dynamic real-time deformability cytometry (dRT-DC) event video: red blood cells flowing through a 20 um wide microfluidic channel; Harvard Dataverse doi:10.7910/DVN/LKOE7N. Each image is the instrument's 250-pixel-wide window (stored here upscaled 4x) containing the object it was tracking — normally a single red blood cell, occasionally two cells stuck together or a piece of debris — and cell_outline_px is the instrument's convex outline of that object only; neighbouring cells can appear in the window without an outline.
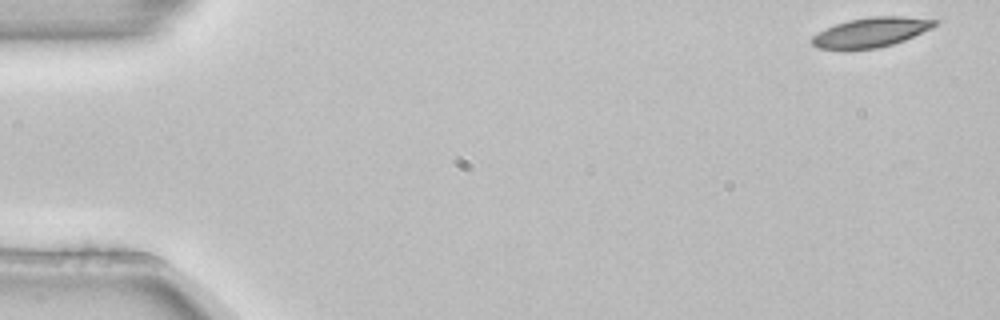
{"species": "common noctule bat (a hibernating species)", "species_latin": "Nyctalus noctula", "temperature_condition": "room temperature", "stored_images_in_passage": 5, "camera_frame_rate_fps": 3000, "um_per_image_px": 0.085, "animal": {"sex": "female", "body_mass_g": 22.7, "forearm_length_mm": 54.2}, "frame": {"image": 1, "passage_image": 1, "time_ms": 0.0, "image_size_px": [1000, 320], "cell_outline_px": [[940, 20], [932, 28], [904, 40], [892, 44], [876, 48], [816, 48], [812, 44], [812, 36], [824, 28], [848, 20], [872, 16], [904, 16]], "centroid_in_image_um": [74.06, 2.72], "position_along_channel_um": 10.9, "area_um2": 20.92}}
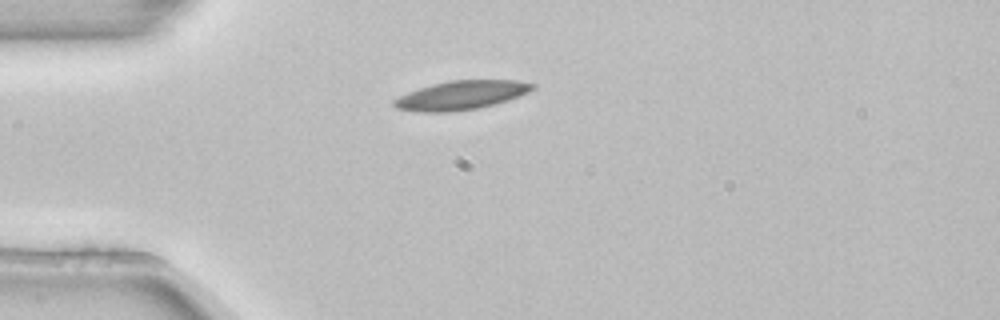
{"frame": {"image": 2, "passage_image": 4, "time_ms": 1.0, "image_size_px": [1000, 320], "cell_outline_px": [[536, 88], [508, 100], [480, 108], [448, 112], [420, 112], [396, 108], [392, 104], [392, 100], [408, 92], [432, 84], [448, 80], [516, 80], [536, 84]], "centroid_in_image_um": [39.19, 8.09], "position_along_channel_um": 45.8, "area_um2": 23.29}}
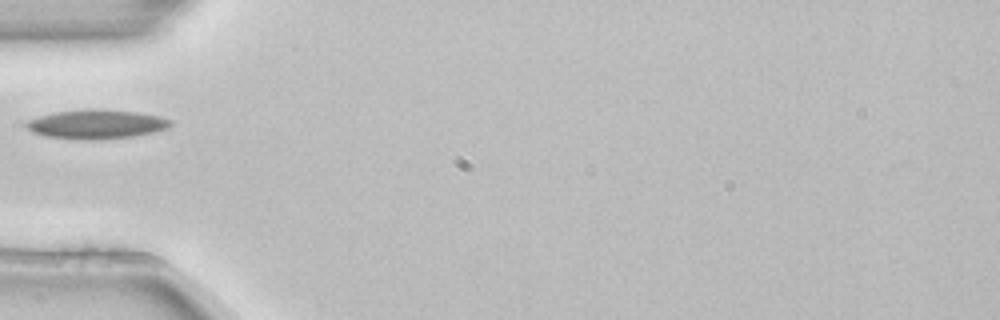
{"frame": {"image": 3, "passage_image": 5, "time_ms": 1.333, "image_size_px": [1000, 320], "cell_outline_px": [[172, 124], [168, 128], [156, 132], [132, 136], [96, 140], [80, 140], [48, 136], [32, 132], [24, 124], [28, 120], [40, 116], [56, 112], [88, 108], [136, 112], [160, 116], [172, 120]], "centroid_in_image_um": [8.22, 10.56], "position_along_channel_um": 76.8, "area_um2": 24.51}}